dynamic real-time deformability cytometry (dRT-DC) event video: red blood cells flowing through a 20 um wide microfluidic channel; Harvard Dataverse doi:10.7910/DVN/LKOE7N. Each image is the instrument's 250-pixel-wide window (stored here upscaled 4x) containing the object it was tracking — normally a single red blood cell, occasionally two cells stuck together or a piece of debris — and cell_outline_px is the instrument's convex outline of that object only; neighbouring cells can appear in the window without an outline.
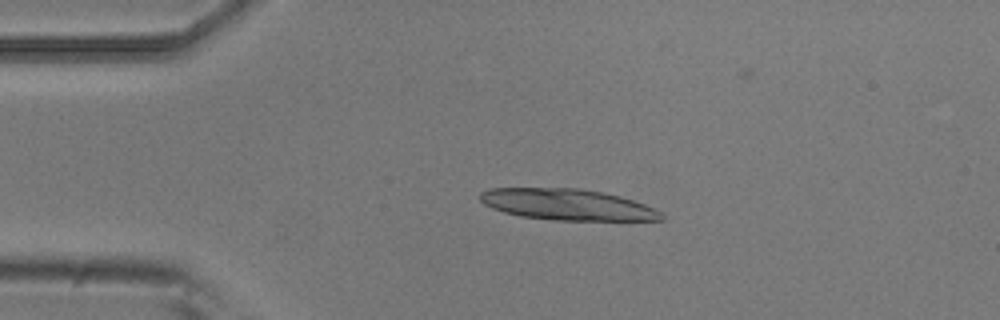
{"species": "common noctule bat (a hibernating species)", "species_latin": "Nyctalus noctula", "temperature_condition": "room temperature", "stored_images_in_passage": 5, "camera_frame_rate_fps": 3000, "um_per_image_px": 0.085, "animal": {"sex": "male", "body_mass_g": 20.5, "forearm_length_mm": 52.5}, "frame": {"image": 1, "passage_image": 4, "time_ms": 1.0, "image_size_px": [1000, 320], "cell_outline_px": [[664, 220], [556, 220], [520, 216], [504, 212], [492, 208], [484, 204], [480, 200], [480, 192], [488, 188], [580, 188], [604, 192], [620, 196], [644, 204], [660, 212], [664, 216]], "centroid_in_image_um": [48.19, 17.38], "position_along_channel_um": 36.8, "area_um2": 32.83}}